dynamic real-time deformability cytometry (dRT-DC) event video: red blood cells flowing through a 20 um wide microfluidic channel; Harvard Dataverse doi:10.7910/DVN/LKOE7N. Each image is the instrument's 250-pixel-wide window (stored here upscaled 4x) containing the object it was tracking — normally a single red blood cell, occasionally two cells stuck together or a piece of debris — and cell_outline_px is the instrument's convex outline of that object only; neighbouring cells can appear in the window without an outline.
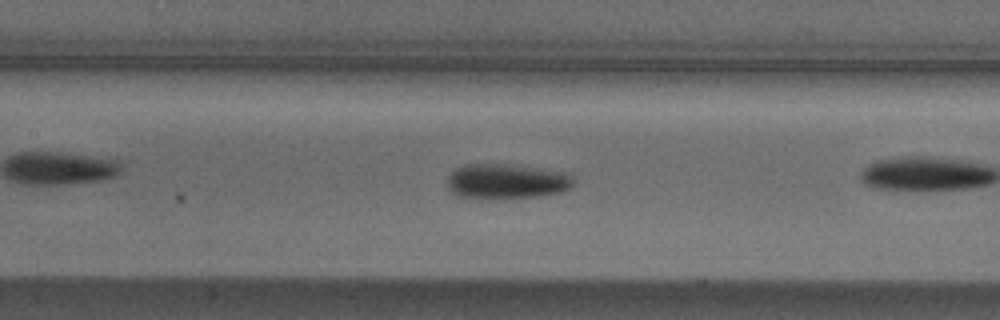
{"species": "Egyptian fruit bat (a non-hibernating species)", "species_latin": "Rousettus aegyptiacus", "temperature_condition": "cold", "stored_images_in_passage": 43, "camera_frame_rate_fps": 3000, "um_per_image_px": 0.085, "animal": {"sex": "male"}, "frame": {"image": 1, "passage_image": 25, "time_ms": 8.0, "image_size_px": [1000, 320], "cell_outline_px": [[572, 188], [564, 192], [536, 196], [492, 200], [456, 196], [448, 188], [448, 176], [456, 168], [464, 164], [496, 164], [532, 168], [564, 172], [572, 176]], "centroid_in_image_um": [43.01, 15.45], "position_along_channel_um": 164.4, "area_um2": 25.78}}